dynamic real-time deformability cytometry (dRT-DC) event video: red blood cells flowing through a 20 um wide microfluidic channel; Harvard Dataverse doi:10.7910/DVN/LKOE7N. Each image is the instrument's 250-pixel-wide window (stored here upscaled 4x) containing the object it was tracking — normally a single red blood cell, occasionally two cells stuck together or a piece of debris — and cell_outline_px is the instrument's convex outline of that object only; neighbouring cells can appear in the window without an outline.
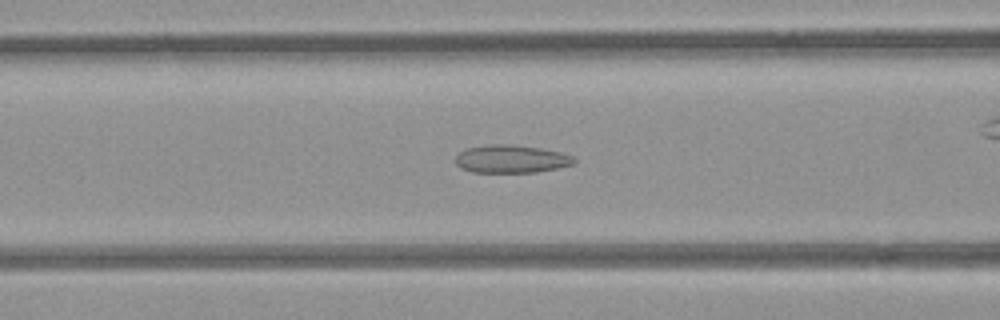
{"species": "common noctule bat (a hibernating species)", "species_latin": "Nyctalus noctula", "temperature_condition": "room temperature", "stored_images_in_passage": 55, "camera_frame_rate_fps": 3000, "um_per_image_px": 0.085, "animal": {"sex": "female", "body_mass_g": 21.9}, "frame": {"image": 1, "passage_image": 22, "time_ms": 7.0, "image_size_px": [1000, 320], "cell_outline_px": [[576, 164], [536, 172], [472, 172], [460, 168], [456, 164], [456, 156], [464, 148], [488, 144], [508, 144], [540, 148], [560, 152], [572, 156], [576, 160]], "centroid_in_image_um": [43.43, 13.51], "position_along_channel_um": 123.2, "area_um2": 19.36}}
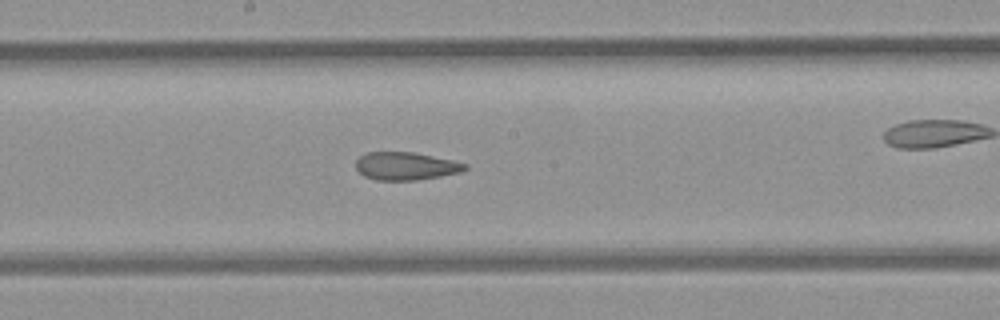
{"frame": {"image": 2, "passage_image": 29, "time_ms": 9.333, "image_size_px": [1000, 320], "cell_outline_px": [[468, 168], [460, 172], [440, 176], [416, 180], [376, 180], [364, 176], [356, 168], [356, 160], [360, 156], [368, 152], [412, 152], [452, 160], [468, 164]], "centroid_in_image_um": [34.49, 14.12], "position_along_channel_um": 213.7, "area_um2": 17.63}}
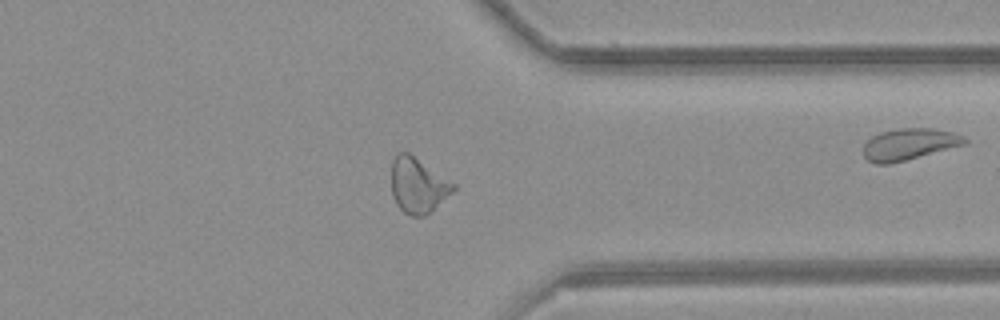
{"frame": {"image": 3, "passage_image": 42, "time_ms": 13.667, "image_size_px": [1000, 320], "cell_outline_px": [[456, 188], [432, 212], [424, 216], [412, 216], [404, 212], [396, 204], [392, 196], [392, 160], [396, 152], [408, 152], [456, 184]], "centroid_in_image_um": [35.52, 15.76], "position_along_channel_um": 375.9, "area_um2": 20.0}, "authors_computed_cell_mechanics": {"area_um2": 20.5768, "velocity_mm_per_s": 3.8614, "shape_relaxation_time_tau1_ms": null, "shape_relaxation_time_tau2_ms": 2.121, "deformation_change_tau1": null, "deformation_change_tau2": 0.0841}}